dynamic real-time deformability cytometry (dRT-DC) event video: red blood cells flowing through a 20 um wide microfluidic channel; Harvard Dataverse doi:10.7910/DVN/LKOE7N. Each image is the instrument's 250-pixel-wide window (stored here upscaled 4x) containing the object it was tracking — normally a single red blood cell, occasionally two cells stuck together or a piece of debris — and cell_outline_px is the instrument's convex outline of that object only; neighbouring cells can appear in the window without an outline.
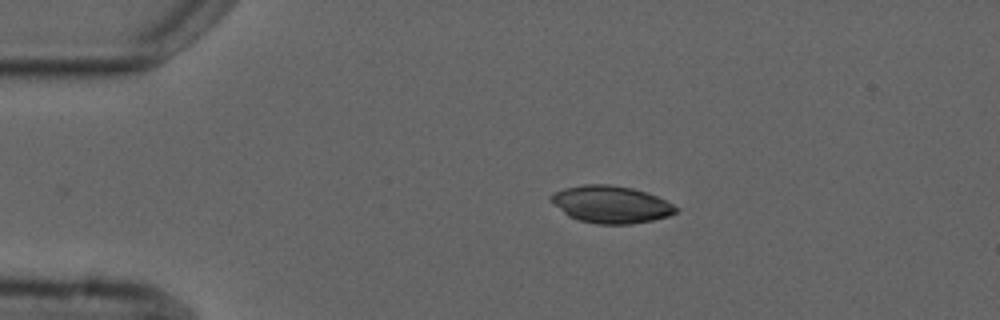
{"species": "common noctule bat (a hibernating species)", "species_latin": "Nyctalus noctula", "temperature_condition": "cold", "stored_images_in_passage": 3, "camera_frame_rate_fps": 3000, "um_per_image_px": 0.085, "animal": {"sex": "male", "forearm_length_mm": 52.5}, "frame": {"image": 1, "passage_image": 1, "time_ms": 0.0, "image_size_px": [1000, 320], "cell_outline_px": [[680, 208], [676, 212], [668, 216], [652, 220], [632, 224], [596, 224], [580, 220], [568, 216], [548, 200], [548, 196], [564, 188], [584, 184], [608, 184], [632, 188], [648, 192]], "centroid_in_image_um": [51.91, 17.37], "position_along_channel_um": 33.1, "area_um2": 27.17}}